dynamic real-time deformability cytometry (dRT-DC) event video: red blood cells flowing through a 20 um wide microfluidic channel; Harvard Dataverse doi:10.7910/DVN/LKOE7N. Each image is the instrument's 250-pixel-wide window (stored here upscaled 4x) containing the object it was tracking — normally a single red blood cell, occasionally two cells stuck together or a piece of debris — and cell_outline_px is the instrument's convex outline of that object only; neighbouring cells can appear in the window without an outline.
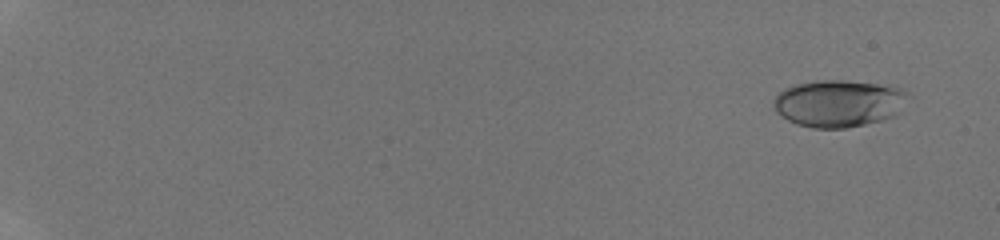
{"species": "human", "species_latin": "Homo sapiens", "temperature_condition": "room temperature", "stored_images_in_passage": 13, "camera_frame_rate_fps": 3000, "um_per_image_px": 0.085, "donor": {"sex": "male"}, "frame": {"image": 1, "passage_image": 2, "time_ms": 0.667, "image_size_px": [1000, 240], "cell_outline_px": [[904, 92], [900, 112], [892, 116], [880, 120], [864, 124], [844, 128], [812, 128], [796, 124], [788, 120], [776, 112], [772, 100], [784, 88], [796, 84], [816, 80], [844, 80], [876, 84], [900, 88]], "centroid_in_image_um": [71.19, 8.79], "position_along_channel_um": 13.8, "area_um2": 36.3}}
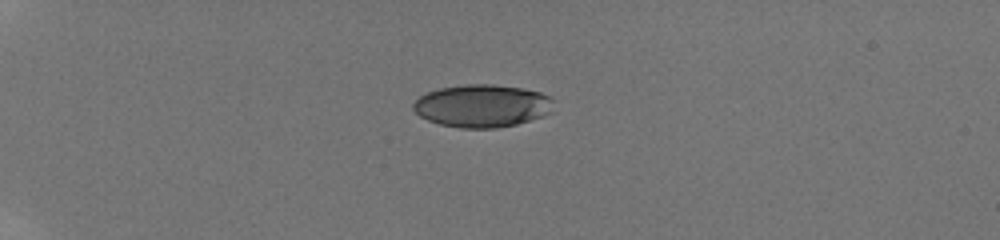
{"frame": {"image": 2, "passage_image": 8, "time_ms": 5.0, "image_size_px": [1000, 240], "cell_outline_px": [[556, 100], [552, 112], [544, 116], [516, 124], [496, 128], [460, 128], [440, 124], [428, 120], [420, 116], [412, 108], [412, 104], [420, 96], [428, 92], [440, 88], [468, 84], [492, 84], [524, 88], [540, 92]], "centroid_in_image_um": [41.03, 8.99], "position_along_channel_um": 44.0, "area_um2": 35.14}}
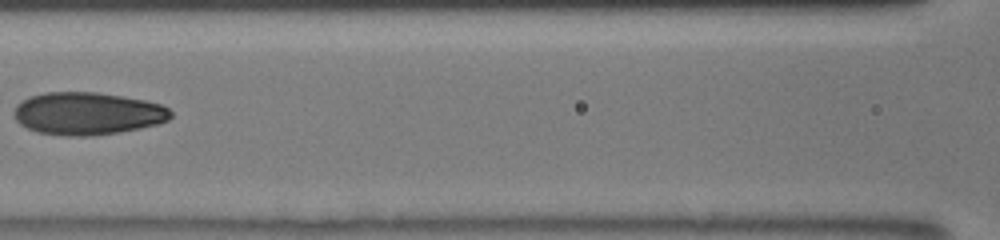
{"frame": {"image": 3, "passage_image": 13, "time_ms": 9.333, "image_size_px": [1000, 240], "cell_outline_px": [[172, 116], [168, 120], [160, 124], [120, 132], [92, 136], [68, 136], [36, 132], [20, 124], [16, 120], [12, 112], [16, 104], [20, 100], [28, 96], [44, 92], [96, 92], [124, 96], [144, 100], [160, 104], [168, 108], [172, 112]], "centroid_in_image_um": [7.41, 9.64], "position_along_channel_um": 159.2, "area_um2": 39.36}}